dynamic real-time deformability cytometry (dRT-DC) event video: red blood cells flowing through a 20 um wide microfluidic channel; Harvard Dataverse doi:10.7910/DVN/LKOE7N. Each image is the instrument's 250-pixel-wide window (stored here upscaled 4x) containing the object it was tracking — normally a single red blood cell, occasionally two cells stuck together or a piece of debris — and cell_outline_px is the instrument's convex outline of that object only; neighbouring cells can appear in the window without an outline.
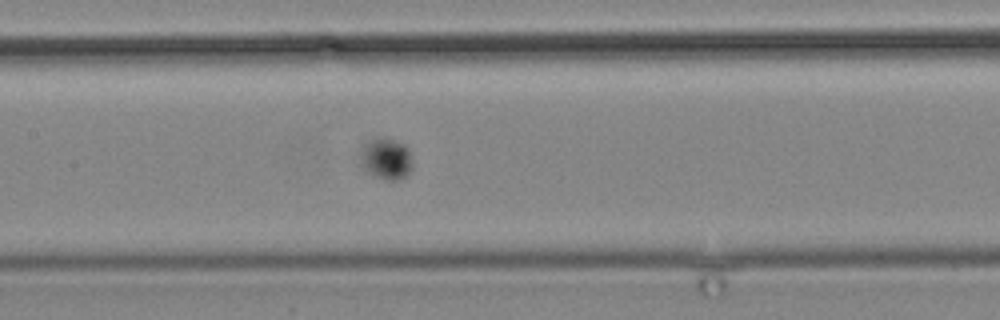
{"species": "common noctule bat (a hibernating species)", "species_latin": "Nyctalus noctula", "temperature_condition": "cold", "stored_images_in_passage": 20, "camera_frame_rate_fps": 3000, "um_per_image_px": 0.085, "animal": {"sex": "male", "body_mass_g": 19.2, "forearm_length_mm": 51.8}, "frame": {"image": 1, "passage_image": 16, "time_ms": 19.333, "image_size_px": [1000, 320], "cell_outline_px": [[412, 168], [400, 180], [384, 180], [368, 172], [360, 164], [360, 148], [364, 144], [380, 136], [384, 136], [404, 144], [408, 148], [412, 160]], "centroid_in_image_um": [32.81, 13.48], "position_along_channel_um": 174.6, "area_um2": 12.72}}
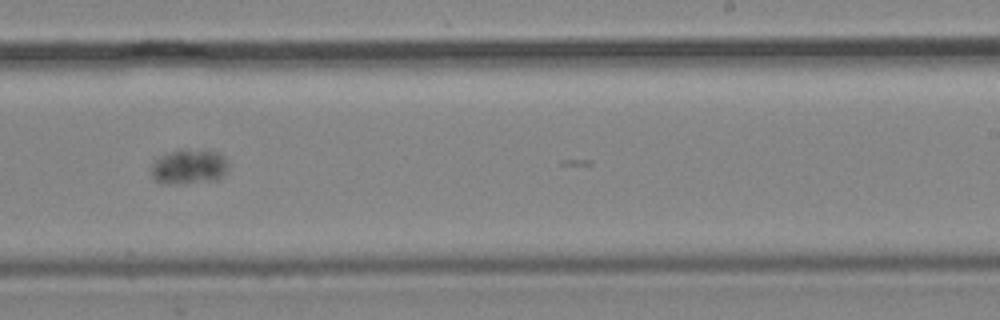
{"frame": {"image": 2, "passage_image": 19, "time_ms": 23.0, "image_size_px": [1000, 320], "cell_outline_px": [[228, 168], [216, 180], [184, 184], [160, 184], [152, 180], [152, 164], [156, 156], [164, 152], [180, 148], [184, 148], [216, 152], [224, 156], [228, 164]], "centroid_in_image_um": [15.97, 14.16], "position_along_channel_um": 273.0, "area_um2": 16.24}}